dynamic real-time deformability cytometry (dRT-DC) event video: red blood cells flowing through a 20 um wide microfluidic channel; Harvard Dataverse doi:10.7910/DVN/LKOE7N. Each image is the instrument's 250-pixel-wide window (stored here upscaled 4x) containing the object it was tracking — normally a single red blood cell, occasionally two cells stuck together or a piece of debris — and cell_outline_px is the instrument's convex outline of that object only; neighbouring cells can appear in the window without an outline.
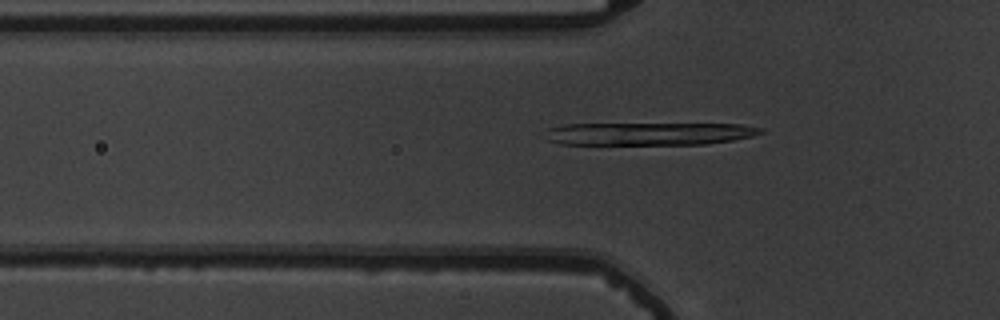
{"species": "common noctule bat (a hibernating species)", "species_latin": "Nyctalus noctula", "temperature_condition": "warm", "stored_images_in_passage": 47, "camera_frame_rate_fps": 3000, "um_per_image_px": 0.085, "animal": {"sex": "male", "body_mass_g": 19.5, "forearm_length_mm": 54.6}, "frame": {"image": 1, "passage_image": 12, "time_ms": 3.667, "image_size_px": [1000, 320], "cell_outline_px": [[764, 132], [752, 136], [732, 140], [704, 144], [560, 144], [544, 140], [548, 128], [564, 124], [740, 124], [764, 128]], "centroid_in_image_um": [55.14, 11.36], "position_along_channel_um": 70.7, "area_um2": 28.55}}